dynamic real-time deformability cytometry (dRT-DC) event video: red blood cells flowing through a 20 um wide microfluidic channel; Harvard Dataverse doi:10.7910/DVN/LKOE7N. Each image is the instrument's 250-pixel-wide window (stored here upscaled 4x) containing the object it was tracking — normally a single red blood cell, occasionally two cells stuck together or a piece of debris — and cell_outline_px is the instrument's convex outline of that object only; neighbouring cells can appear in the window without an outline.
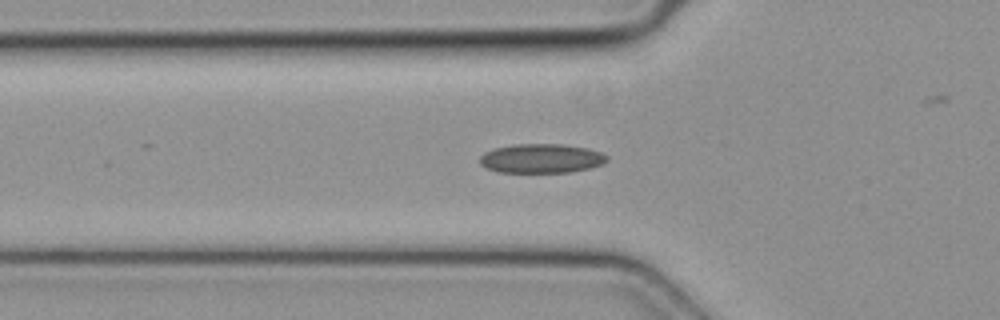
{"species": "common noctule bat (a hibernating species)", "species_latin": "Nyctalus noctula", "temperature_condition": "cold", "stored_images_in_passage": 43, "camera_frame_rate_fps": 3000, "um_per_image_px": 0.085, "animal": {"sex": "female", "body_mass_g": 19.3, "forearm_length_mm": 54.1}, "frame": {"image": 1, "passage_image": 16, "time_ms": 5.0, "image_size_px": [1000, 320], "cell_outline_px": [[608, 160], [604, 164], [588, 168], [568, 172], [500, 172], [484, 168], [480, 164], [480, 156], [484, 152], [492, 148], [512, 144], [560, 144], [588, 148], [600, 152], [608, 156]], "centroid_in_image_um": [45.98, 13.46], "position_along_channel_um": 79.8, "area_um2": 21.79}}
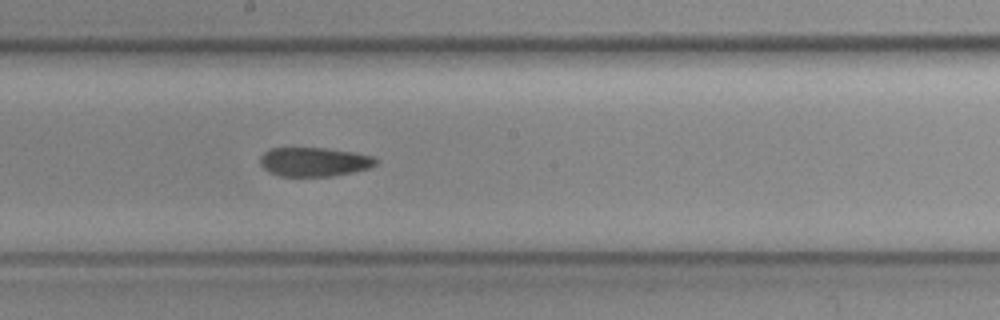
{"frame": {"image": 2, "passage_image": 26, "time_ms": 8.333, "image_size_px": [1000, 320], "cell_outline_px": [[376, 164], [368, 168], [352, 172], [332, 176], [280, 176], [264, 168], [260, 164], [260, 156], [264, 152], [272, 148], [328, 148], [352, 152], [372, 156], [376, 160]], "centroid_in_image_um": [26.68, 13.75], "position_along_channel_um": 221.5, "area_um2": 19.36}}
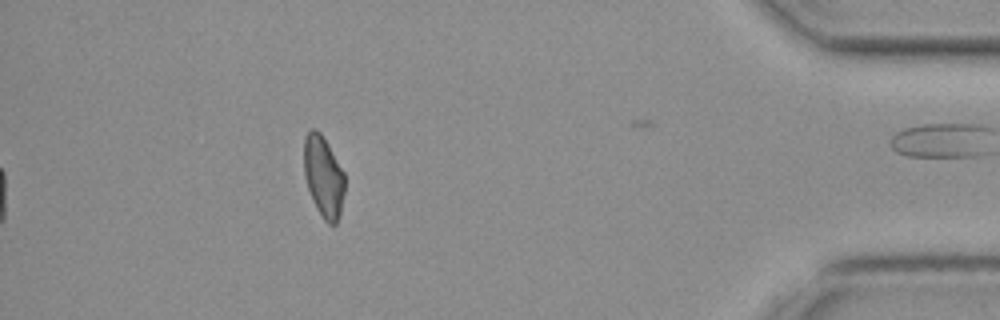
{"frame": {"image": 3, "passage_image": 43, "time_ms": 14.0, "image_size_px": [1000, 320], "cell_outline_px": [[344, 192], [340, 212], [336, 224], [328, 224], [324, 220], [316, 208], [312, 200], [304, 176], [304, 136], [312, 128], [316, 128], [320, 132], [344, 172]], "centroid_in_image_um": [27.48, 15.01], "position_along_channel_um": 407.7, "area_um2": 19.19}}